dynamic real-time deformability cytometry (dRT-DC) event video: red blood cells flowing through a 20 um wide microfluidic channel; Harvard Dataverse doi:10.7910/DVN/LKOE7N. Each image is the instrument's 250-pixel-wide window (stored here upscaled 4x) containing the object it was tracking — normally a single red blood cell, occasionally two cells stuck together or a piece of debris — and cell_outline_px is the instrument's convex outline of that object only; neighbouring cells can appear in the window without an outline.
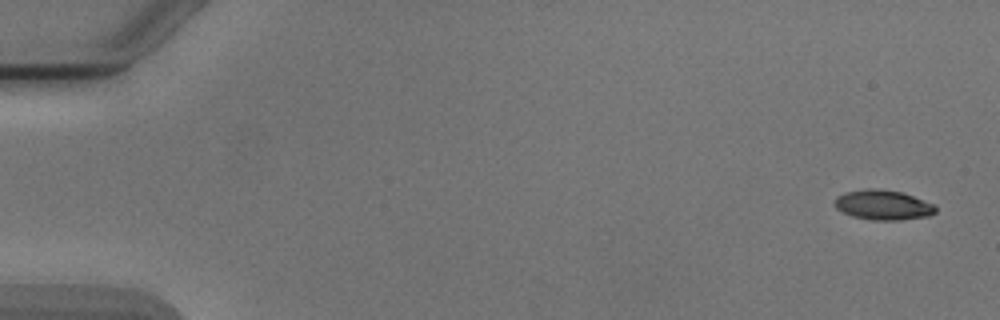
{"species": "Egyptian fruit bat (a non-hibernating species)", "species_latin": "Rousettus aegyptiacus", "temperature_condition": "cold", "stored_images_in_passage": 6, "camera_frame_rate_fps": 3000, "um_per_image_px": 0.085, "animal": {"sex": "male"}, "frame": {"image": 1, "passage_image": 1, "time_ms": 0.0, "image_size_px": [1000, 320], "cell_outline_px": [[936, 212], [928, 216], [900, 220], [872, 220], [852, 216], [836, 208], [832, 204], [836, 196], [844, 192], [868, 188], [876, 188], [904, 192], [936, 204]], "centroid_in_image_um": [75.06, 17.41], "position_along_channel_um": 9.9, "area_um2": 17.92}}
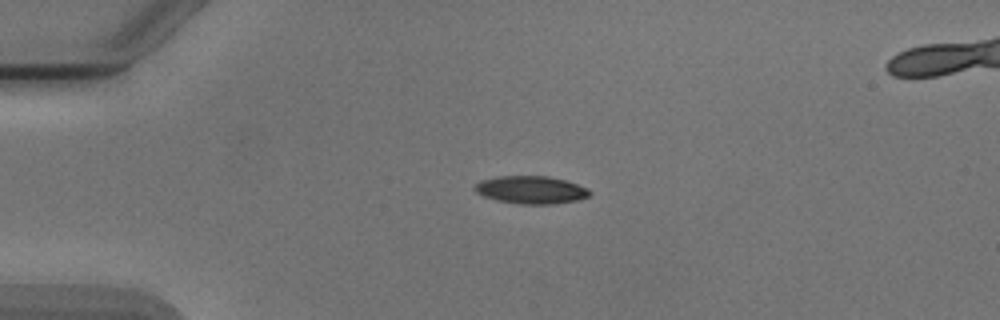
{"frame": {"image": 2, "passage_image": 4, "time_ms": 3.667, "image_size_px": [1000, 320], "cell_outline_px": [[592, 192], [588, 196], [576, 200], [552, 204], [520, 204], [496, 200], [484, 196], [476, 192], [472, 188], [480, 180], [496, 176], [548, 176], [564, 180], [588, 188]], "centroid_in_image_um": [45.1, 16.13], "position_along_channel_um": 39.9, "area_um2": 18.55}}